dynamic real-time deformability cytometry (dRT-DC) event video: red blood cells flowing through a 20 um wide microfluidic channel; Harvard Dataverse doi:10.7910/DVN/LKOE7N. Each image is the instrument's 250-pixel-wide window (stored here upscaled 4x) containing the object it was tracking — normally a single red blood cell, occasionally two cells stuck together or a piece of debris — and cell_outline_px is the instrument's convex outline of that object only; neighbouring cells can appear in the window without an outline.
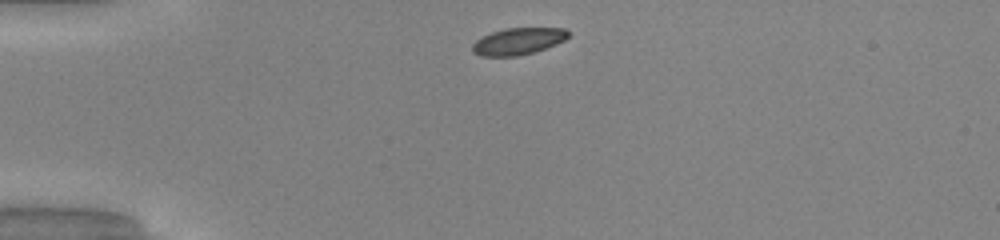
{"species": "common noctule bat (a hibernating species)", "species_latin": "Nyctalus noctula", "temperature_condition": "warm", "stored_images_in_passage": 33, "camera_frame_rate_fps": 3000, "um_per_image_px": 0.085, "animal": {"sex": "male", "body_mass_g": 20.0, "forearm_length_mm": 53.3}, "frame": {"image": 1, "passage_image": 1, "time_ms": 0.0, "image_size_px": [1000, 240], "cell_outline_px": [[568, 36], [564, 40], [556, 44], [532, 52], [516, 56], [480, 56], [472, 52], [472, 44], [476, 40], [492, 32], [504, 28], [564, 28], [568, 32]], "centroid_in_image_um": [44.0, 3.5], "position_along_channel_um": 41.0, "area_um2": 14.8}}
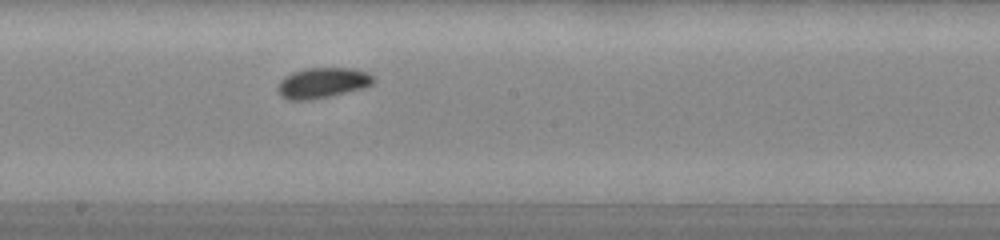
{"frame": {"image": 2, "passage_image": 17, "time_ms": 5.333, "image_size_px": [1000, 240], "cell_outline_px": [[376, 80], [372, 84], [364, 88], [328, 96], [308, 100], [288, 100], [280, 96], [276, 92], [276, 88], [280, 80], [292, 72], [304, 68], [352, 68], [368, 72]], "centroid_in_image_um": [27.38, 7.04], "position_along_channel_um": 220.8, "area_um2": 17.11}}
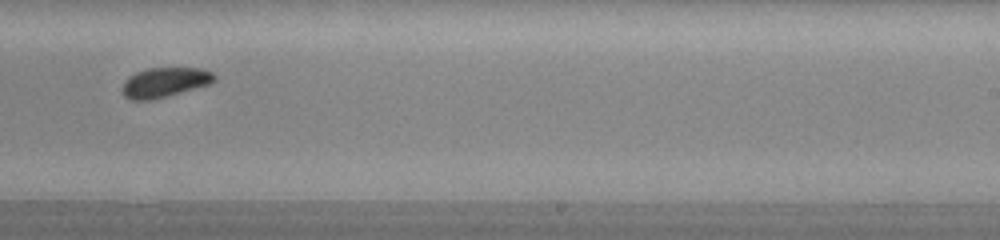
{"frame": {"image": 3, "passage_image": 21, "time_ms": 6.667, "image_size_px": [1000, 240], "cell_outline_px": [[216, 80], [208, 84], [164, 96], [148, 100], [132, 100], [124, 96], [124, 80], [128, 76], [136, 72], [148, 68], [204, 68], [212, 72], [216, 76]], "centroid_in_image_um": [14.0, 6.97], "position_along_channel_um": 275.0, "area_um2": 15.61}, "authors_computed_cell_mechanics": {"area_um2": 16.184, "velocity_mm_per_s": 4.0754, "shape_relaxation_time_tau1_ms": 5.9994, "shape_relaxation_time_tau2_ms": null, "deformation_change_tau1": 0.1451, "deformation_change_tau2": null}}